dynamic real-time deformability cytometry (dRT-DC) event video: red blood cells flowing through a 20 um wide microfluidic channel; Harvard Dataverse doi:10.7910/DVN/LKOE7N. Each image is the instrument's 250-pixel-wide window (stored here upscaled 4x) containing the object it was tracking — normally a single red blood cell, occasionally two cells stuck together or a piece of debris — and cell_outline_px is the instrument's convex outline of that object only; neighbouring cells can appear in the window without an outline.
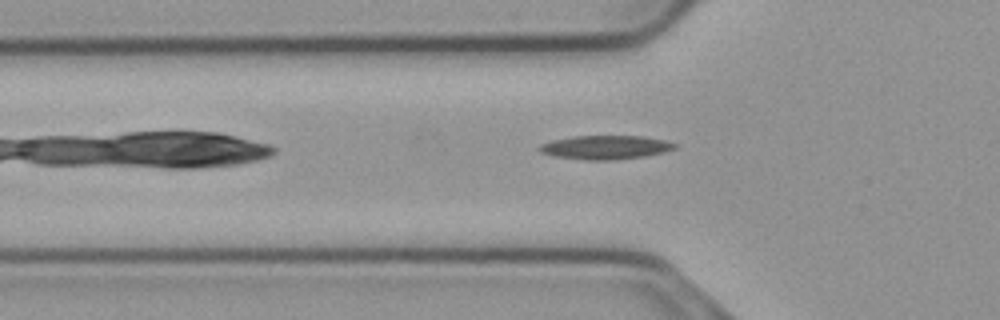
{"species": "common noctule bat (a hibernating species)", "species_latin": "Nyctalus noctula", "temperature_condition": "cold", "stored_images_in_passage": 36, "camera_frame_rate_fps": 3000, "um_per_image_px": 0.085, "animal": {"sex": "male", "body_mass_g": 23.1, "forearm_length_mm": 52.7}, "frame": {"image": 1, "passage_image": 6, "time_ms": 1.667, "image_size_px": [1000, 320], "cell_outline_px": [[676, 148], [664, 152], [644, 156], [616, 160], [584, 160], [556, 156], [540, 152], [536, 148], [540, 144], [552, 140], [572, 136], [644, 136], [664, 140], [676, 144]], "centroid_in_image_um": [51.44, 12.52], "position_along_channel_um": 74.4, "area_um2": 18.84}}
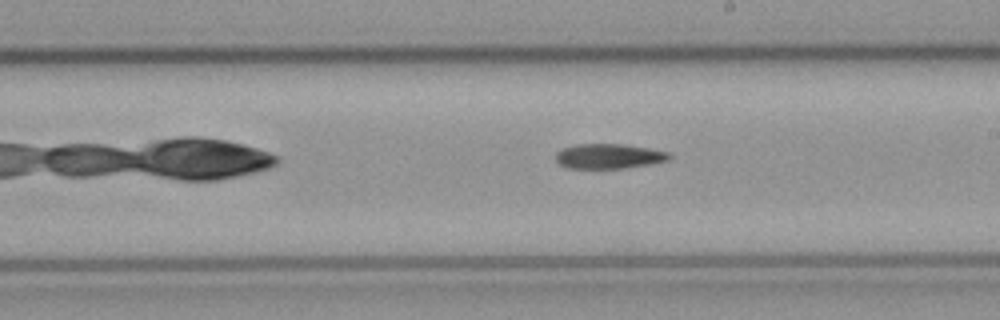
{"frame": {"image": 2, "passage_image": 19, "time_ms": 6.0, "image_size_px": [1000, 320], "cell_outline_px": [[672, 156], [668, 160], [628, 168], [568, 168], [560, 164], [556, 160], [556, 152], [564, 148], [576, 144], [624, 144], [648, 148], [668, 152]], "centroid_in_image_um": [51.75, 13.27], "position_along_channel_um": 237.3, "area_um2": 16.36}}
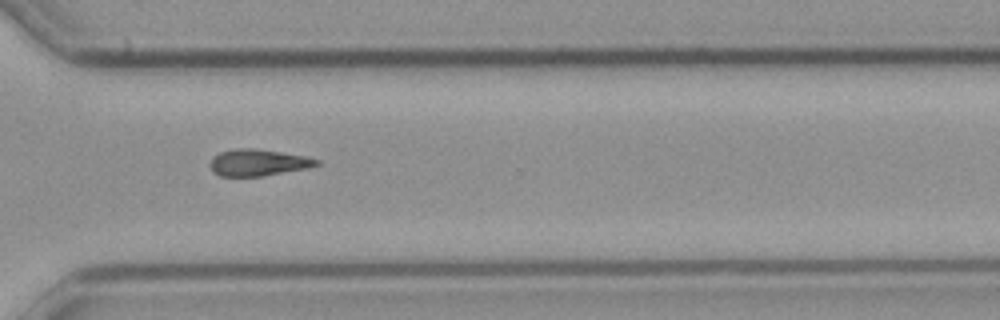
{"frame": {"image": 3, "passage_image": 28, "time_ms": 9.0, "image_size_px": [1000, 320], "cell_outline_px": [[320, 164], [308, 168], [264, 176], [220, 176], [208, 164], [220, 152], [236, 148], [256, 148], [304, 156], [320, 160]], "centroid_in_image_um": [21.97, 13.82], "position_along_channel_um": 348.6, "area_um2": 16.36}}